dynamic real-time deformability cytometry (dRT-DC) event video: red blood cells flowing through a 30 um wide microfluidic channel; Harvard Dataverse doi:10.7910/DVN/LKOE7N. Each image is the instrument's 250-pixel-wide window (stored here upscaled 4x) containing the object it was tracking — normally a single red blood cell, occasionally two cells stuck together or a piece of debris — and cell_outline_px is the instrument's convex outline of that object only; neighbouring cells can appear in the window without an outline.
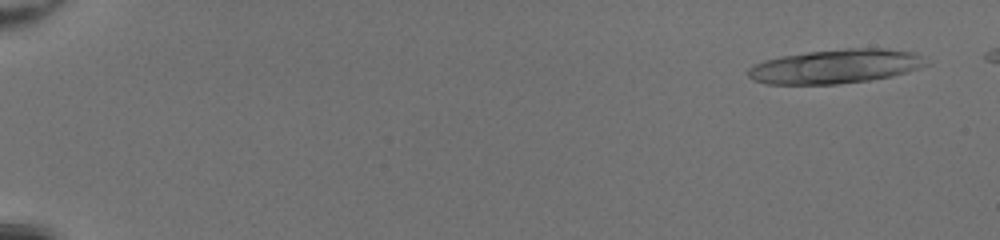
{"species": "common noctule bat (a hibernating species)", "species_latin": "Nyctalus noctula", "temperature_condition": "room temperature", "stored_images_in_passage": 50, "camera_frame_rate_fps": 3000, "um_per_image_px": 0.085, "animal": {"sex": "female", "body_mass_g": 20.0, "forearm_length_mm": 54.0}, "frame": {"image": 1, "passage_image": 3, "time_ms": 0.667, "image_size_px": [1000, 240], "cell_outline_px": [[928, 64], [892, 76], [868, 80], [836, 84], [768, 84], [752, 80], [748, 76], [748, 68], [756, 64], [768, 60], [784, 56], [808, 52], [848, 48], [884, 48], [916, 52], [924, 56]], "centroid_in_image_um": [71.05, 5.64], "position_along_channel_um": 13.9, "area_um2": 35.08}}
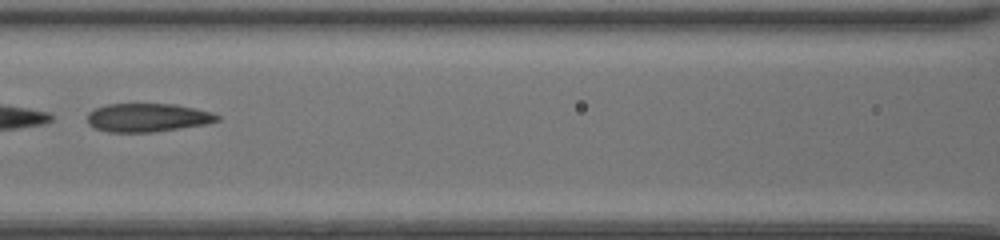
{"frame": {"image": 2, "passage_image": 26, "time_ms": 8.333, "image_size_px": [1000, 240], "cell_outline_px": [[220, 120], [204, 124], [180, 128], [152, 132], [108, 132], [96, 128], [88, 124], [88, 112], [96, 108], [108, 104], [176, 104], [196, 108], [212, 112], [220, 116]], "centroid_in_image_um": [12.56, 9.99], "position_along_channel_um": 154.0, "area_um2": 21.5}}